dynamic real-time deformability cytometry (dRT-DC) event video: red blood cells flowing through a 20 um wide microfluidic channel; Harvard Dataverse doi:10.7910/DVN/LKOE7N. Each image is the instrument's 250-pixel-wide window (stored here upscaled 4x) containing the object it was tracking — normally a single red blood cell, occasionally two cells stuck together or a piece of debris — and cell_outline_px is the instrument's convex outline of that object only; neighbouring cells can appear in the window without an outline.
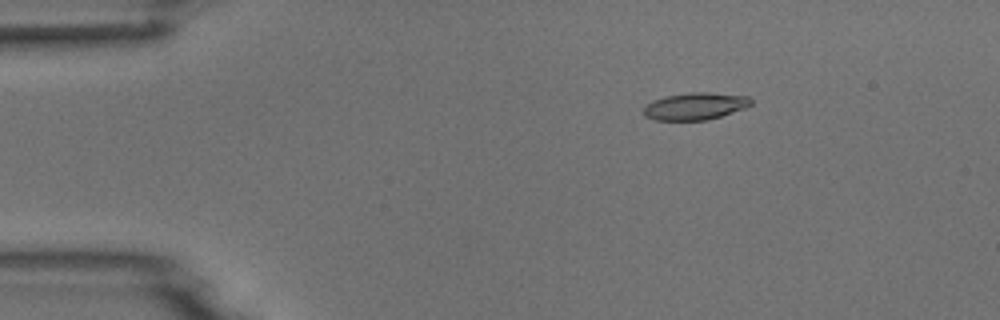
{"species": "common noctule bat (a hibernating species)", "species_latin": "Nyctalus noctula", "temperature_condition": "room temperature", "stored_images_in_passage": 4, "camera_frame_rate_fps": 3000, "um_per_image_px": 0.085, "animal": {"sex": "male", "body_mass_g": 18.8}, "frame": {"image": 1, "passage_image": 2, "time_ms": 1.333, "image_size_px": [1000, 320], "cell_outline_px": [[752, 104], [744, 108], [708, 120], [652, 120], [644, 116], [644, 104], [652, 100], [664, 96], [688, 92], [708, 92], [748, 96], [752, 100]], "centroid_in_image_um": [59.04, 9.02], "position_along_channel_um": 26.0, "area_um2": 17.17}}